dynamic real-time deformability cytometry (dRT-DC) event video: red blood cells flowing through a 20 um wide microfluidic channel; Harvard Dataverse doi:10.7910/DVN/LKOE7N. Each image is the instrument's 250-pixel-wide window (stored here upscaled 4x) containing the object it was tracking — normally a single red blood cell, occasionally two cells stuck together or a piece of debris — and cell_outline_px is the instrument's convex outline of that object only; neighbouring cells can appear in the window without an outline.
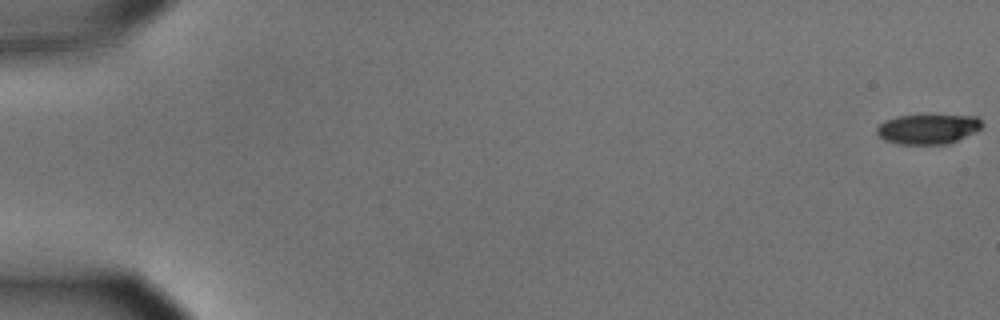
{"species": "common noctule bat (a hibernating species)", "species_latin": "Nyctalus noctula", "temperature_condition": "cold", "stored_images_in_passage": 58, "camera_frame_rate_fps": 3000, "um_per_image_px": 0.085, "animal": {"sex": "male", "body_mass_g": 15.6}, "frame": {"image": 1, "passage_image": 1, "time_ms": 0.0, "image_size_px": [1000, 320], "cell_outline_px": [[984, 124], [976, 132], [948, 144], [900, 144], [884, 140], [876, 132], [876, 128], [880, 124], [896, 116], [924, 112], [928, 112], [976, 116]], "centroid_in_image_um": [78.91, 10.9], "position_along_channel_um": 6.1, "area_um2": 19.25}}
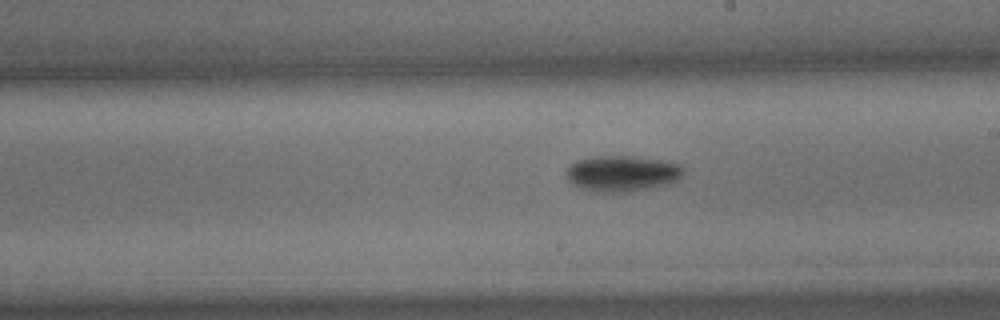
{"frame": {"image": 2, "passage_image": 34, "time_ms": 11.0, "image_size_px": [1000, 320], "cell_outline_px": [[684, 176], [672, 184], [624, 192], [592, 192], [580, 188], [568, 180], [564, 176], [564, 172], [576, 160], [592, 156], [636, 156], [668, 160], [680, 164], [684, 168]], "centroid_in_image_um": [52.92, 14.73], "position_along_channel_um": 236.1, "area_um2": 25.14}}
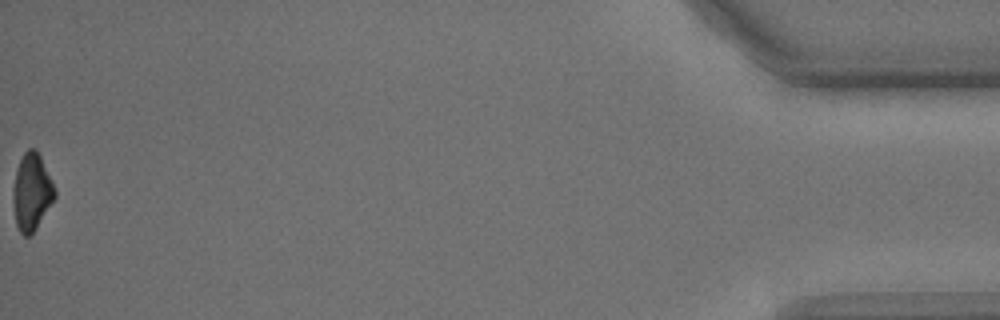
{"frame": {"image": 3, "passage_image": 58, "time_ms": 19.0, "image_size_px": [1000, 320], "cell_outline_px": [[56, 196], [36, 228], [28, 236], [24, 236], [20, 232], [16, 224], [12, 196], [16, 168], [24, 152], [28, 148], [36, 148], [56, 188]], "centroid_in_image_um": [2.69, 16.29], "position_along_channel_um": 432.5, "area_um2": 18.61}, "authors_computed_cell_mechanics": {"area_um2": 21.097, "velocity_mm_per_s": 3.5922, "shape_relaxation_time_tau1_ms": 2.2303, "shape_relaxation_time_tau2_ms": null, "deformation_change_tau1": 0.107, "deformation_change_tau2": null}}